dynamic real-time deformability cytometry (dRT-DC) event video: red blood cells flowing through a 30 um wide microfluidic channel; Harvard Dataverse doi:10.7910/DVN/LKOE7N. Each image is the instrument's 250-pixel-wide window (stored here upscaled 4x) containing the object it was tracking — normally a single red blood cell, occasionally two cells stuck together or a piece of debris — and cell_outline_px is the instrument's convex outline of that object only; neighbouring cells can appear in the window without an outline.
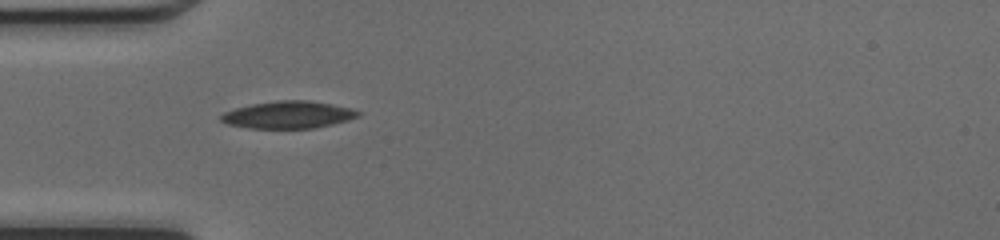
{"species": "common noctule bat (a hibernating species)", "species_latin": "Nyctalus noctula", "temperature_condition": "cold", "stored_images_in_passage": 34, "camera_frame_rate_fps": 3000, "um_per_image_px": 0.085, "animal": {"sex": "female", "body_mass_g": 17.0, "forearm_length_mm": 48.0}, "frame": {"image": 1, "passage_image": 1, "time_ms": 0.0, "image_size_px": [1000, 240], "cell_outline_px": [[360, 116], [348, 120], [332, 124], [312, 128], [248, 128], [228, 124], [220, 120], [220, 116], [224, 112], [236, 108], [252, 104], [276, 100], [308, 100], [332, 104], [352, 108], [360, 112]], "centroid_in_image_um": [24.51, 9.75], "position_along_channel_um": 60.5, "area_um2": 21.73}}
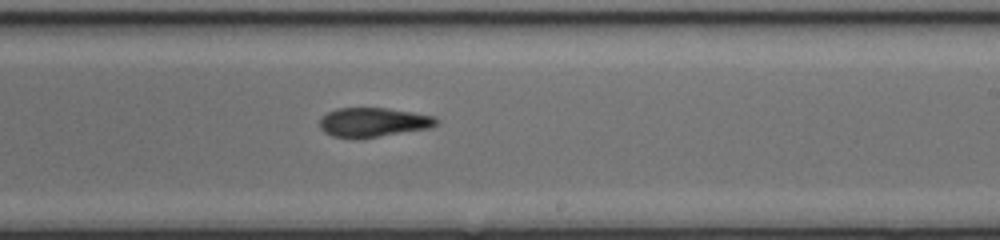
{"frame": {"image": 2, "passage_image": 15, "time_ms": 4.667, "image_size_px": [1000, 240], "cell_outline_px": [[440, 120], [436, 124], [428, 128], [376, 136], [332, 136], [324, 132], [320, 128], [320, 120], [328, 112], [336, 108], [388, 108], [436, 116]], "centroid_in_image_um": [31.75, 10.35], "position_along_channel_um": 257.2, "area_um2": 19.25}}
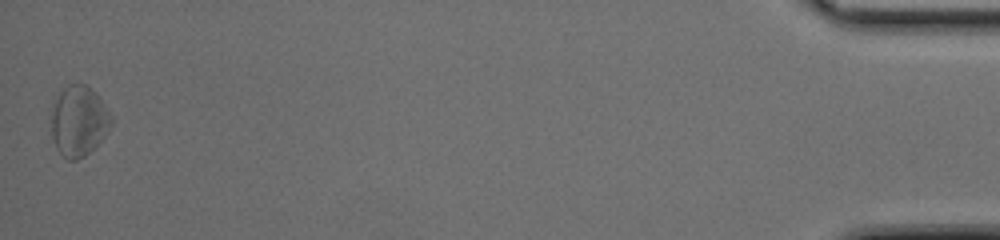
{"frame": {"image": 3, "passage_image": 34, "time_ms": 11.0, "image_size_px": [1000, 240], "cell_outline_px": [[112, 124], [104, 136], [84, 156], [76, 160], [68, 160], [56, 148], [52, 136], [52, 104], [60, 92], [68, 84], [84, 84], [96, 92], [112, 116]], "centroid_in_image_um": [6.69, 10.27], "position_along_channel_um": 428.5, "area_um2": 24.33}, "authors_computed_cell_mechanics": {"area_um2": 21.5305, "velocity_mm_per_s": 4.2581, "shape_relaxation_time_tau1_ms": 5.058, "shape_relaxation_time_tau2_ms": 8.9064, "deformation_change_tau1": 0.1142, "deformation_change_tau2": 0.2016}}